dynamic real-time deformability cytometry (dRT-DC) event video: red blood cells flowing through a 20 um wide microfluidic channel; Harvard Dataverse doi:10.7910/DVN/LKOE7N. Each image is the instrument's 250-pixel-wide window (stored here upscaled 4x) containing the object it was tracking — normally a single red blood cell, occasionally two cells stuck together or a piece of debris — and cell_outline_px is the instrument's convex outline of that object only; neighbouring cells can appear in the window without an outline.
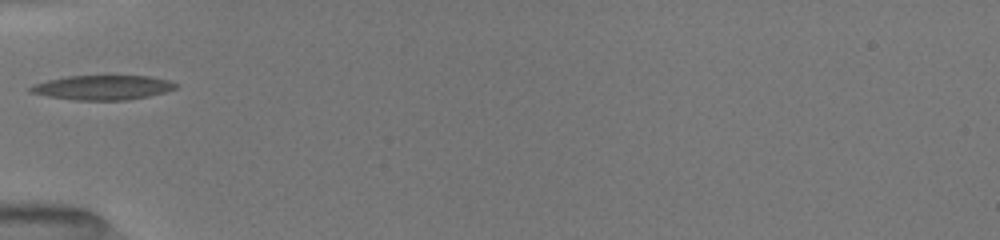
{"species": "common noctule bat (a hibernating species)", "species_latin": "Nyctalus noctula", "temperature_condition": "room temperature", "stored_images_in_passage": 21, "camera_frame_rate_fps": 3000, "um_per_image_px": 0.085, "animal": {"sex": "female", "body_mass_g": 19.5, "forearm_length_mm": 54.1}, "frame": {"image": 1, "passage_image": 1, "time_ms": 0.0, "image_size_px": [1000, 240], "cell_outline_px": [[180, 84], [176, 88], [164, 92], [148, 96], [124, 100], [76, 100], [48, 96], [28, 92], [28, 88], [32, 84], [64, 76], [148, 76], [168, 80]], "centroid_in_image_um": [8.7, 7.43], "position_along_channel_um": 76.3, "area_um2": 20.75}}
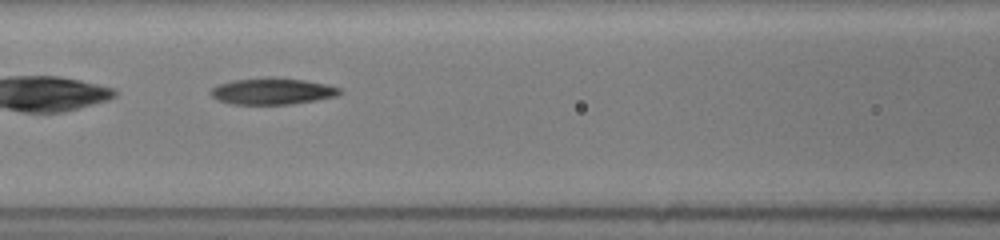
{"frame": {"image": 2, "passage_image": 12, "time_ms": 1.667, "image_size_px": [1000, 240], "cell_outline_px": [[340, 92], [336, 96], [316, 100], [292, 104], [232, 104], [216, 100], [208, 92], [212, 88], [220, 84], [232, 80], [268, 76], [304, 80], [324, 84], [340, 88]], "centroid_in_image_um": [23.09, 7.75], "position_along_channel_um": 143.5, "area_um2": 19.94}}
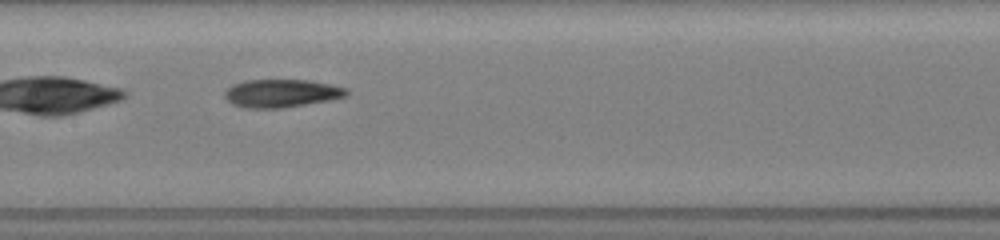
{"frame": {"image": 3, "passage_image": 20, "time_ms": 2.667, "image_size_px": [1000, 240], "cell_outline_px": [[348, 96], [332, 100], [284, 108], [244, 108], [232, 104], [224, 96], [224, 92], [232, 84], [244, 80], [312, 80], [332, 84], [348, 88]], "centroid_in_image_um": [23.96, 7.93], "position_along_channel_um": 183.4, "area_um2": 20.29}}